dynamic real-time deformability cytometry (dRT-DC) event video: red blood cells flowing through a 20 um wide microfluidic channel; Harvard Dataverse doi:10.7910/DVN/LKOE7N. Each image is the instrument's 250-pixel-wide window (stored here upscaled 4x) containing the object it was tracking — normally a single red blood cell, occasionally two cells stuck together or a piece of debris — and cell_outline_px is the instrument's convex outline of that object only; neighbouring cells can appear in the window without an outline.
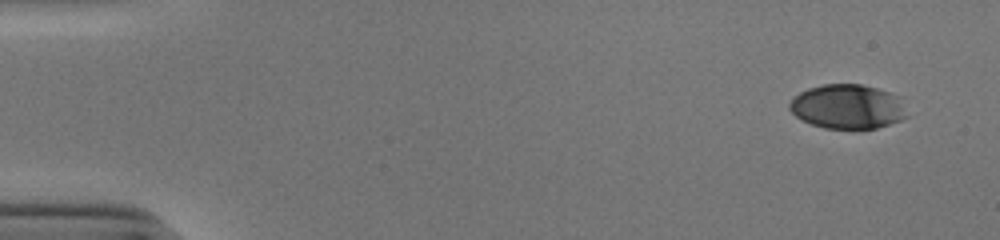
{"species": "human", "species_latin": "Homo sapiens", "temperature_condition": "cold", "stored_images_in_passage": 50, "camera_frame_rate_fps": 3000, "um_per_image_px": 0.085, "donor": {"sex": "male"}, "frame": {"image": 1, "passage_image": 1, "time_ms": 0.0, "image_size_px": [1000, 240], "cell_outline_px": [[908, 116], [900, 120], [876, 128], [824, 128], [812, 124], [796, 116], [788, 108], [788, 104], [800, 92], [808, 88], [824, 84], [860, 84], [876, 88], [900, 96]], "centroid_in_image_um": [72.05, 9.05], "position_along_channel_um": 12.9, "area_um2": 30.17}}
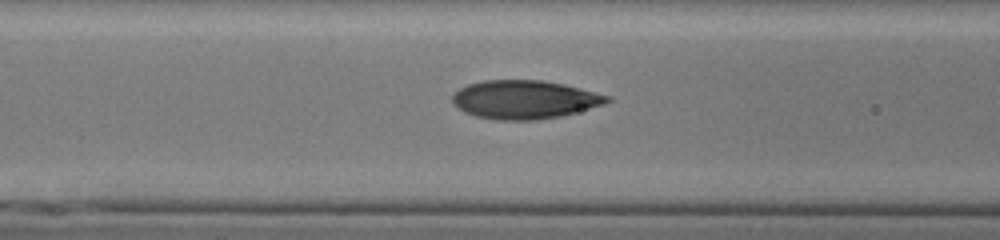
{"frame": {"image": 2, "passage_image": 20, "time_ms": 6.333, "image_size_px": [1000, 240], "cell_outline_px": [[612, 100], [604, 104], [576, 112], [560, 116], [532, 120], [496, 120], [476, 116], [464, 112], [452, 104], [452, 96], [460, 88], [468, 84], [484, 80], [544, 80], [564, 84], [612, 96]], "centroid_in_image_um": [44.58, 8.46], "position_along_channel_um": 122.0, "area_um2": 34.8}}
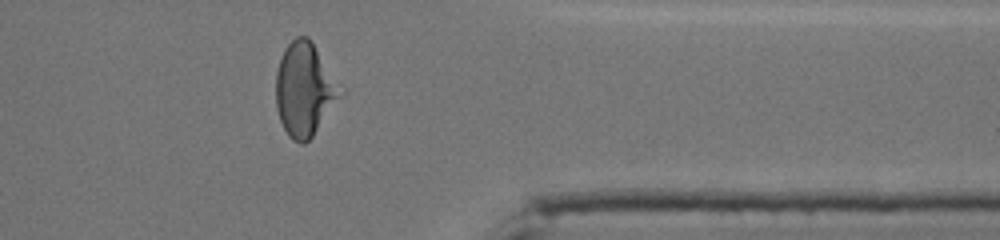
{"frame": {"image": 3, "passage_image": 41, "time_ms": 13.333, "image_size_px": [1000, 240], "cell_outline_px": [[336, 96], [312, 136], [304, 144], [300, 144], [292, 140], [288, 136], [280, 120], [276, 108], [276, 72], [280, 60], [288, 44], [296, 36], [308, 36], [312, 40], [336, 92]], "centroid_in_image_um": [25.71, 7.62], "position_along_channel_um": 385.7, "area_um2": 32.37}, "authors_computed_cell_mechanics": {"area_um2": 33.3795, "velocity_mm_per_s": 3.9268, "shape_relaxation_time_tau1_ms": 4.8417, "shape_relaxation_time_tau2_ms": 0.6393, "deformation_change_tau1": 0.21, "deformation_change_tau2": 0.058}}